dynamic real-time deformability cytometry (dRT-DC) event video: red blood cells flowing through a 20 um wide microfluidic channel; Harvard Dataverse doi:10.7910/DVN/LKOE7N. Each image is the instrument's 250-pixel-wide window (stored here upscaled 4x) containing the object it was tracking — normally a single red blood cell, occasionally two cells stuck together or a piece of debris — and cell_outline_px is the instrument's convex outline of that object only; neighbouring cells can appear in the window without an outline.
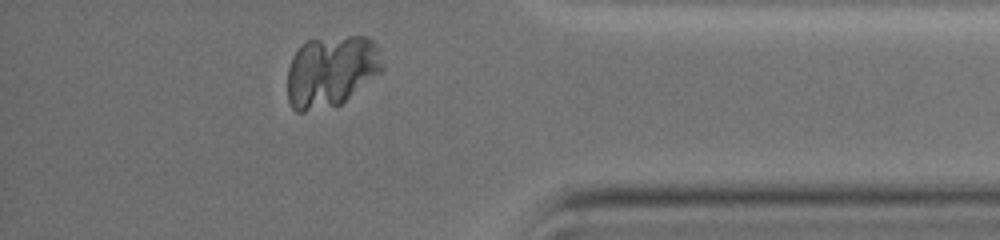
{"species": "common noctule bat (a hibernating species)", "species_latin": "Nyctalus noctula", "temperature_condition": "warm", "stored_images_in_passage": 37, "camera_frame_rate_fps": 3000, "um_per_image_px": 0.085, "animal": {"sex": "female", "body_mass_g": 19.0, "forearm_length_mm": 51.5}, "frame": {"image": 1, "passage_image": 36, "time_ms": 12.0, "image_size_px": [1000, 240], "cell_outline_px": [[384, 68], [380, 72], [340, 104], [304, 112], [296, 112], [292, 108], [288, 100], [288, 68], [292, 56], [300, 44], [308, 40], [348, 36], [368, 36], [376, 44], [384, 64]], "centroid_in_image_um": [28.13, 6.03], "position_along_channel_um": 407.1, "area_um2": 39.48}}